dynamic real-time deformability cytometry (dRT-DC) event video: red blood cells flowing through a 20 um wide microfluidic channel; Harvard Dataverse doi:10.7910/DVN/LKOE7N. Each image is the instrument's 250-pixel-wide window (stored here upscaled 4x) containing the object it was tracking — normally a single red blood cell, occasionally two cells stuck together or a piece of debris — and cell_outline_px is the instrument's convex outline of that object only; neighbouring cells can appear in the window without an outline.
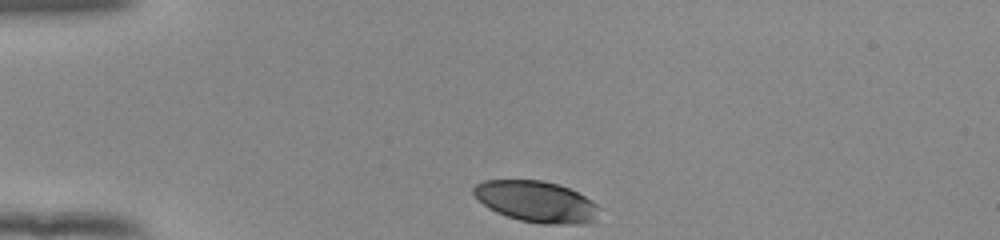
{"species": "human", "species_latin": "Homo sapiens", "temperature_condition": "room temperature", "stored_images_in_passage": 33, "camera_frame_rate_fps": 3000, "um_per_image_px": 0.085, "donor": {"sex": "female"}, "frame": {"image": 1, "passage_image": 1, "time_ms": 0.0, "image_size_px": [1000, 240], "cell_outline_px": [[600, 208], [592, 220], [588, 224], [540, 224], [520, 220], [496, 212], [488, 208], [472, 192], [472, 188], [476, 184], [484, 180], [540, 180], [556, 184], [568, 188], [592, 200]], "centroid_in_image_um": [45.57, 17.14], "position_along_channel_um": 39.4, "area_um2": 29.94}}
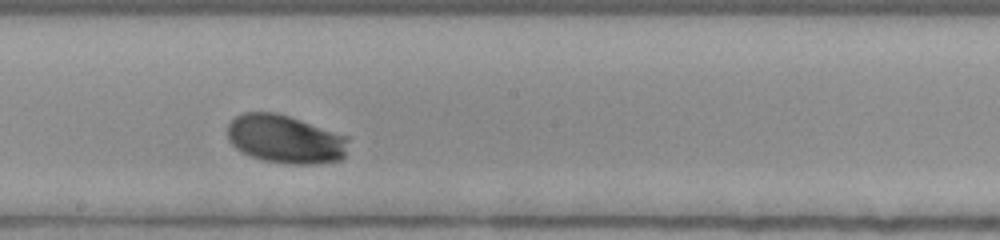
{"frame": {"image": 2, "passage_image": 19, "time_ms": 6.0, "image_size_px": [1000, 240], "cell_outline_px": [[348, 140], [344, 156], [340, 160], [316, 164], [288, 164], [260, 160], [236, 148], [228, 140], [228, 124], [236, 116], [244, 112], [276, 112], [348, 136]], "centroid_in_image_um": [24.23, 11.83], "position_along_channel_um": 224.0, "area_um2": 33.99}}
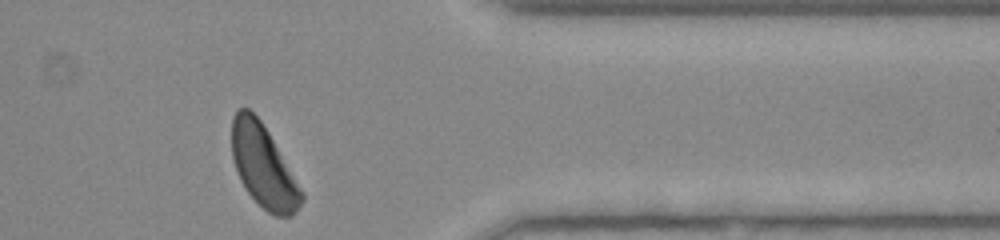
{"frame": {"image": 3, "passage_image": 33, "time_ms": 10.667, "image_size_px": [1000, 240], "cell_outline_px": [[304, 200], [292, 216], [276, 216], [268, 212], [244, 188], [240, 180], [232, 156], [232, 116], [240, 108], [248, 108], [260, 120], [268, 132], [304, 192]], "centroid_in_image_um": [22.4, 14.14], "position_along_channel_um": 389.0, "area_um2": 33.06}, "authors_computed_cell_mechanics": {"area_um2": 33.0038, "velocity_mm_per_s": 3.818, "shape_relaxation_time_tau1_ms": 2.3378, "shape_relaxation_time_tau2_ms": null, "deformation_change_tau1": 0.1388, "deformation_change_tau2": null}}